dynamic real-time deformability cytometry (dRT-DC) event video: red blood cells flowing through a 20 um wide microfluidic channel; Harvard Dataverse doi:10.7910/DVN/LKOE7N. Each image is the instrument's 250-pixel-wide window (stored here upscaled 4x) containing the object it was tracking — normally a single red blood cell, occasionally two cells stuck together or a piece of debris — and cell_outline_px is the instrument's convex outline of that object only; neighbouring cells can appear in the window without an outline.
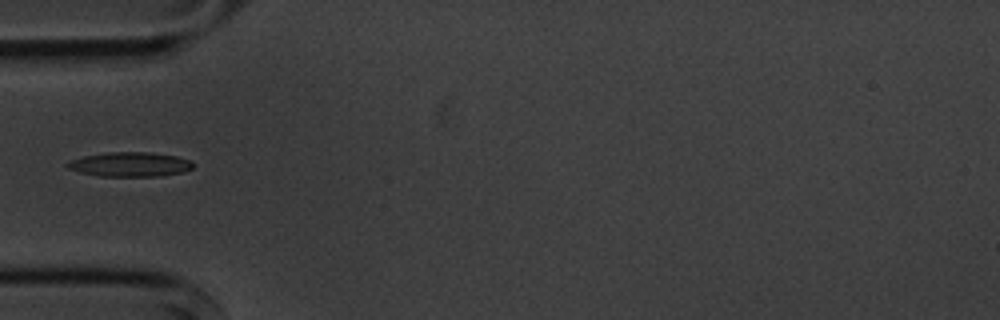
{"species": "common noctule bat (a hibernating species)", "species_latin": "Nyctalus noctula", "temperature_condition": "cold", "stored_images_in_passage": 1, "camera_frame_rate_fps": 3000, "um_per_image_px": 0.085, "animal": {"sex": "male", "body_mass_g": 20.1, "forearm_length_mm": 53.5}, "frame": {"image": 1, "passage_image": 1, "time_ms": 0.0, "image_size_px": [1000, 320], "cell_outline_px": [[196, 164], [192, 168], [184, 172], [160, 176], [100, 176], [80, 172], [68, 168], [64, 164], [72, 160], [84, 156], [108, 152], [152, 152], [176, 156], [192, 160]], "centroid_in_image_um": [11.11, 13.97], "position_along_channel_um": 73.9, "area_um2": 18.03}}